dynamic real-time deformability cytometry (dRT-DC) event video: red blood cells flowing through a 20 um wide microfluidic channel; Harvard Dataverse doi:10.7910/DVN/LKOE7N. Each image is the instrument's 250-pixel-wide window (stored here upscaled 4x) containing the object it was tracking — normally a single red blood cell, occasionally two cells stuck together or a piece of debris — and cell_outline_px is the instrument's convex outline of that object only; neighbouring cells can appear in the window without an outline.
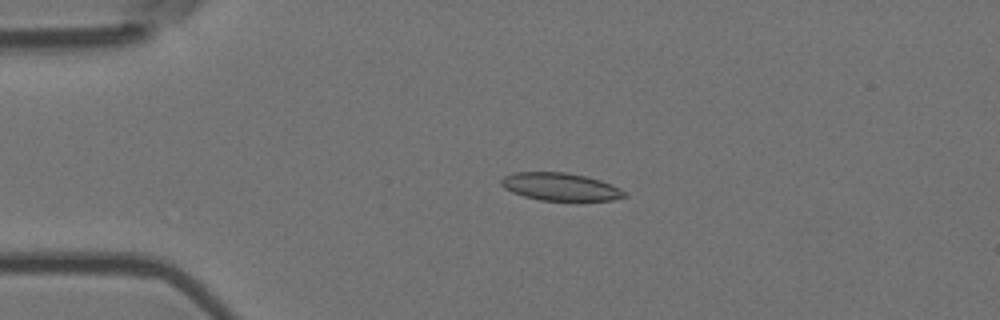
{"species": "Egyptian fruit bat (a non-hibernating species)", "species_latin": "Rousettus aegyptiacus", "temperature_condition": "room temperature", "stored_images_in_passage": 5, "camera_frame_rate_fps": 3000, "um_per_image_px": 0.085, "animal": {"sex": "female"}, "frame": {"image": 1, "passage_image": 4, "time_ms": 1.0, "image_size_px": [1000, 320], "cell_outline_px": [[628, 196], [612, 200], [540, 200], [524, 196], [512, 192], [504, 188], [500, 184], [500, 180], [504, 176], [512, 172], [564, 172], [584, 176], [600, 180], [612, 184], [628, 192]], "centroid_in_image_um": [47.63, 15.87], "position_along_channel_um": 37.4, "area_um2": 19.94}}